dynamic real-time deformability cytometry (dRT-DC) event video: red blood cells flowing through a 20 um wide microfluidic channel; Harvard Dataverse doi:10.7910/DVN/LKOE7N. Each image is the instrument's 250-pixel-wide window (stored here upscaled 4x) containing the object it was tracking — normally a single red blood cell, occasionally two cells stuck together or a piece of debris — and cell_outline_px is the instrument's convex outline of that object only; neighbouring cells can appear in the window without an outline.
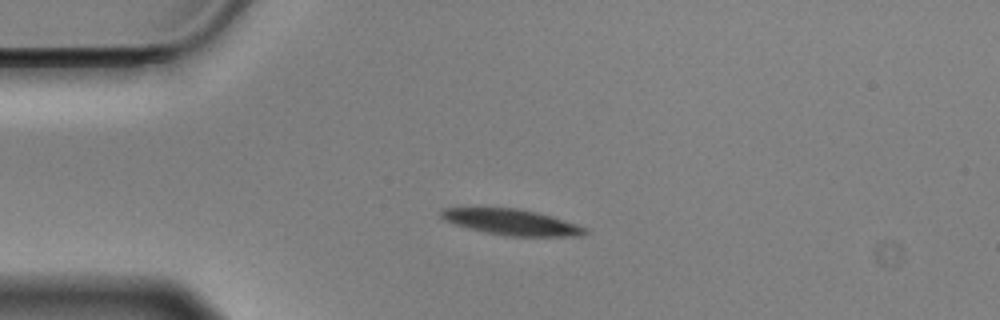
{"species": "Egyptian fruit bat (a non-hibernating species)", "species_latin": "Rousettus aegyptiacus", "temperature_condition": "cold", "stored_images_in_passage": 36, "camera_frame_rate_fps": 3000, "um_per_image_px": 0.085, "animal": {"sex": "male"}, "frame": {"image": 1, "passage_image": 1, "time_ms": 0.0, "image_size_px": [1000, 320], "cell_outline_px": [[588, 232], [580, 236], [504, 236], [484, 232], [468, 228], [444, 220], [440, 216], [440, 212], [444, 208], [516, 208], [536, 212], [552, 216], [588, 228]], "centroid_in_image_um": [43.5, 18.89], "position_along_channel_um": 41.5, "area_um2": 21.56}}
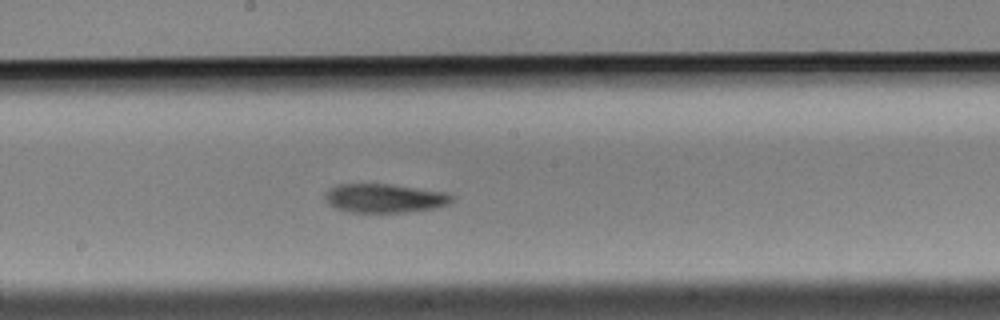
{"frame": {"image": 2, "passage_image": 18, "time_ms": 5.667, "image_size_px": [1000, 320], "cell_outline_px": [[456, 196], [448, 204], [436, 208], [404, 212], [352, 212], [336, 208], [328, 204], [324, 196], [328, 188], [336, 184], [388, 184], [448, 192]], "centroid_in_image_um": [32.7, 16.84], "position_along_channel_um": 215.5, "area_um2": 21.44}}
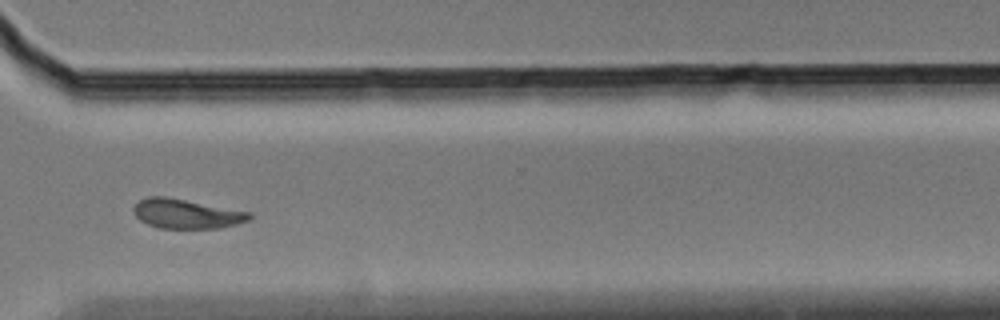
{"frame": {"image": 3, "passage_image": 30, "time_ms": 9.667, "image_size_px": [1000, 320], "cell_outline_px": [[252, 216], [248, 220], [236, 224], [220, 228], [160, 228], [148, 224], [140, 220], [136, 216], [132, 208], [140, 200], [148, 196], [164, 196], [252, 212]], "centroid_in_image_um": [15.85, 18.17], "position_along_channel_um": 354.8, "area_um2": 19.77}, "authors_computed_cell_mechanics": {"area_um2": 21.386, "velocity_mm_per_s": 3.4844, "shape_relaxation_time_tau1_ms": 3.6195, "shape_relaxation_time_tau2_ms": 6.6539, "deformation_change_tau1": 0.1348, "deformation_change_tau2": 0.1281}}